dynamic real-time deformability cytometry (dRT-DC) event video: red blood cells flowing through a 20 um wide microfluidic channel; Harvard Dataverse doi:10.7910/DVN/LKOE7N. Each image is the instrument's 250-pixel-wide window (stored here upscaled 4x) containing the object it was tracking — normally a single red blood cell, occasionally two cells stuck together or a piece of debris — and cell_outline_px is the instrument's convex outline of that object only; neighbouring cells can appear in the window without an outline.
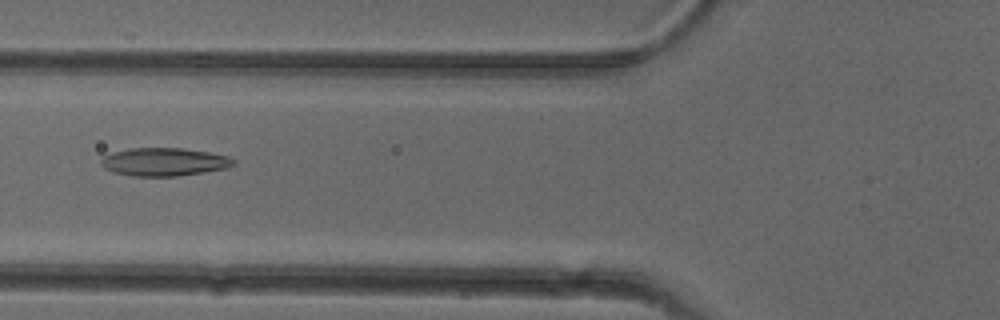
{"species": "common noctule bat (a hibernating species)", "species_latin": "Nyctalus noctula", "temperature_condition": "cold", "stored_images_in_passage": 52, "camera_frame_rate_fps": 3000, "um_per_image_px": 0.085, "animal": {"sex": "female"}, "frame": {"image": 1, "passage_image": 20, "time_ms": 6.333, "image_size_px": [1000, 320], "cell_outline_px": [[236, 164], [228, 168], [204, 172], [176, 176], [132, 176], [112, 172], [104, 168], [100, 164], [100, 160], [104, 156], [112, 152], [128, 148], [184, 148], [208, 152], [228, 156], [236, 160]], "centroid_in_image_um": [13.95, 13.76], "position_along_channel_um": 111.9, "area_um2": 21.91}}
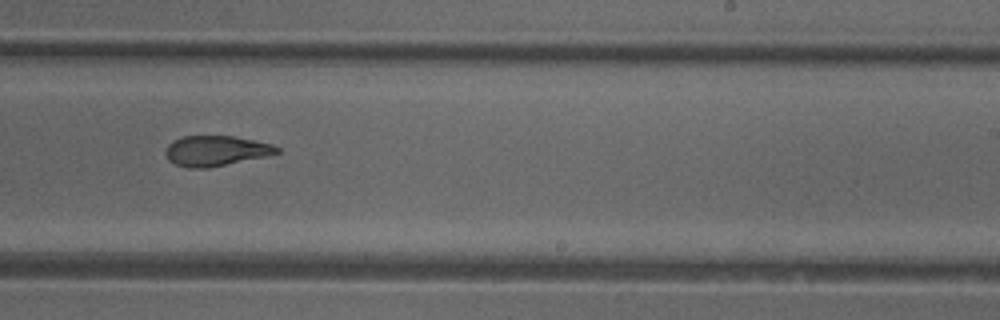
{"frame": {"image": 2, "passage_image": 32, "time_ms": 10.333, "image_size_px": [1000, 320], "cell_outline_px": [[280, 152], [264, 156], [208, 168], [188, 168], [176, 164], [168, 160], [164, 152], [168, 144], [172, 140], [184, 136], [232, 136], [272, 144], [280, 148]], "centroid_in_image_um": [18.3, 12.81], "position_along_channel_um": 270.7, "area_um2": 19.48}}
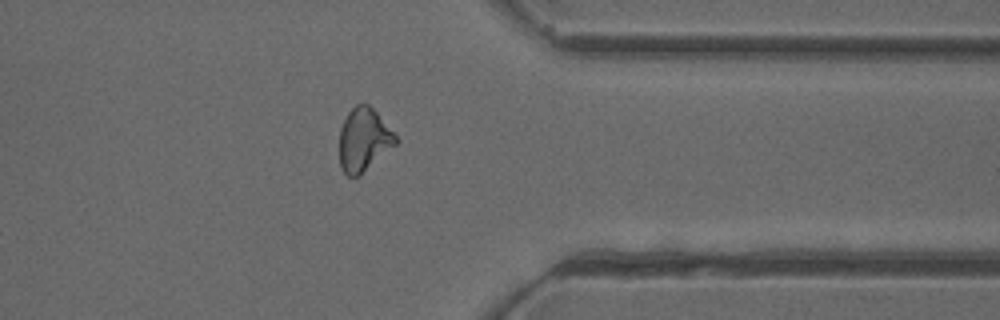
{"frame": {"image": 3, "passage_image": 41, "time_ms": 13.333, "image_size_px": [1000, 320], "cell_outline_px": [[400, 140], [396, 144], [360, 176], [348, 176], [340, 168], [340, 128], [348, 112], [356, 104], [368, 104], [376, 112]], "centroid_in_image_um": [30.92, 11.89], "position_along_channel_um": 380.5, "area_um2": 20.63}, "authors_computed_cell_mechanics": {"area_um2": 21.4438, "velocity_mm_per_s": 3.9639, "shape_relaxation_time_tau1_ms": 5.495, "shape_relaxation_time_tau2_ms": 2.2061, "deformation_change_tau1": 0.1795, "deformation_change_tau2": 0.1081}}